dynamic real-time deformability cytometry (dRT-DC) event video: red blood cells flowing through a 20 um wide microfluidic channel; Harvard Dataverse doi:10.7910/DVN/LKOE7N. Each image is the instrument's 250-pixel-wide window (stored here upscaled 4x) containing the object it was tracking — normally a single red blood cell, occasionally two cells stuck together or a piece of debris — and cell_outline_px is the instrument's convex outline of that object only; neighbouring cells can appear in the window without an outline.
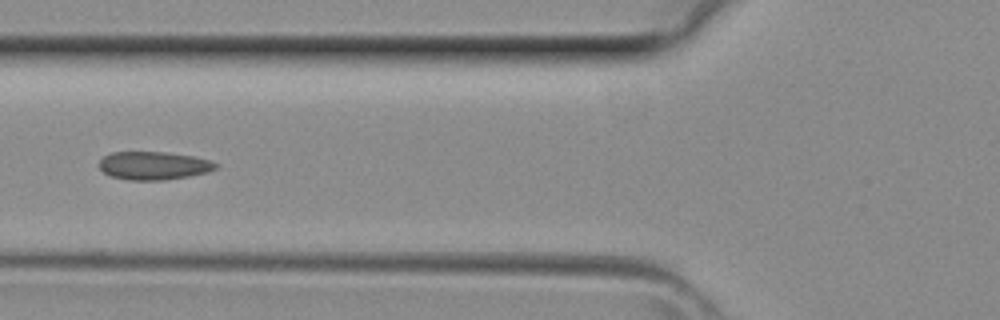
{"species": "common noctule bat (a hibernating species)", "species_latin": "Nyctalus noctula", "temperature_condition": "room temperature", "stored_images_in_passage": 6, "camera_frame_rate_fps": 3000, "um_per_image_px": 0.085, "animal": {"sex": "female", "body_mass_g": 29.2, "forearm_length_mm": 56.3}, "frame": {"image": 1, "passage_image": 6, "time_ms": 1.667, "image_size_px": [1000, 320], "cell_outline_px": [[220, 168], [208, 172], [188, 176], [164, 180], [128, 180], [108, 176], [100, 168], [100, 160], [104, 156], [112, 152], [164, 152], [192, 156], [212, 160], [220, 164]], "centroid_in_image_um": [13.11, 14.08], "position_along_channel_um": 112.7, "area_um2": 19.31}}